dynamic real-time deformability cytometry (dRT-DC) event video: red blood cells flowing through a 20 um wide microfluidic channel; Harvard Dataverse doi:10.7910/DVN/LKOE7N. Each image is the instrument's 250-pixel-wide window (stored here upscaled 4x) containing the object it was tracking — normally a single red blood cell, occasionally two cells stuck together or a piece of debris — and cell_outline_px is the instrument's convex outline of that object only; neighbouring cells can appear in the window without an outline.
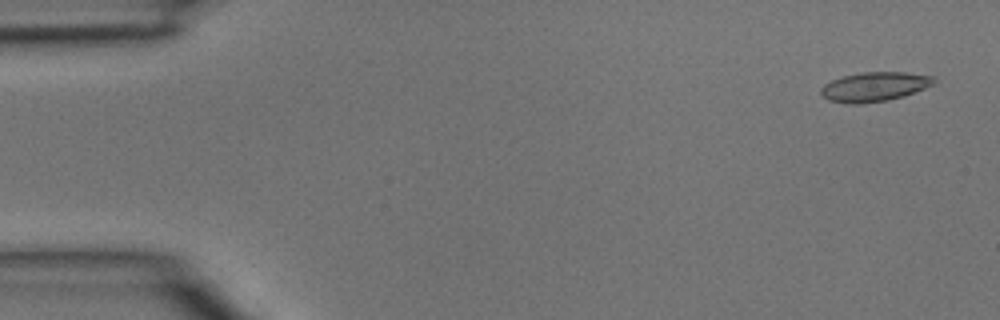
{"species": "common noctule bat (a hibernating species)", "species_latin": "Nyctalus noctula", "temperature_condition": "room temperature", "stored_images_in_passage": 3, "camera_frame_rate_fps": 3000, "um_per_image_px": 0.085, "animal": {"sex": "male", "body_mass_g": 15.6}, "frame": {"image": 1, "passage_image": 1, "time_ms": 0.0, "image_size_px": [1000, 320], "cell_outline_px": [[936, 80], [932, 84], [924, 88], [904, 96], [888, 100], [856, 104], [852, 104], [828, 100], [820, 92], [820, 88], [824, 84], [832, 80], [844, 76], [860, 72], [908, 72], [932, 76]], "centroid_in_image_um": [74.31, 7.36], "position_along_channel_um": 10.7, "area_um2": 19.19}}